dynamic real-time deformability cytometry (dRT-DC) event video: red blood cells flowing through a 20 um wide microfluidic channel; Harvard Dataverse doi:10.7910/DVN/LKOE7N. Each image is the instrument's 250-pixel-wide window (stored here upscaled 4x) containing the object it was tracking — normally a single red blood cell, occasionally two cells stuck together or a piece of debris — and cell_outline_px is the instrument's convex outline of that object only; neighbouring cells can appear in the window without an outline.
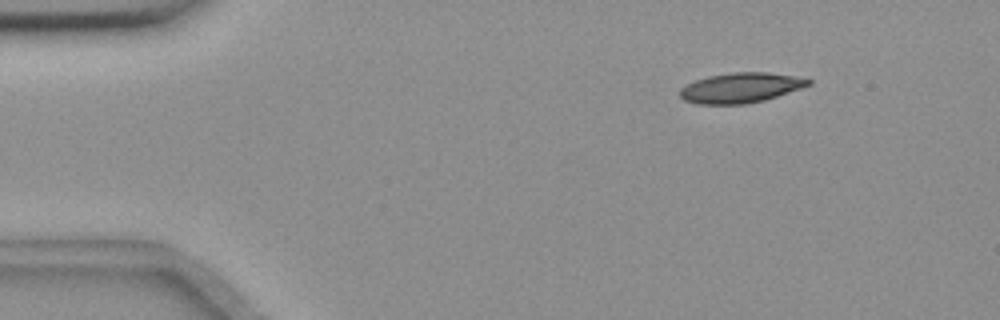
{"species": "common noctule bat (a hibernating species)", "species_latin": "Nyctalus noctula", "temperature_condition": "room temperature", "stored_images_in_passage": 8, "camera_frame_rate_fps": 3000, "um_per_image_px": 0.085, "animal": {"sex": "female", "body_mass_g": 18.4}, "frame": {"image": 1, "passage_image": 1, "time_ms": 0.0, "image_size_px": [1000, 320], "cell_outline_px": [[812, 84], [764, 100], [744, 104], [696, 104], [684, 100], [680, 96], [680, 88], [696, 80], [708, 76], [732, 72], [768, 72], [792, 76], [812, 80]], "centroid_in_image_um": [62.93, 7.46], "position_along_channel_um": 22.1, "area_um2": 22.25}}
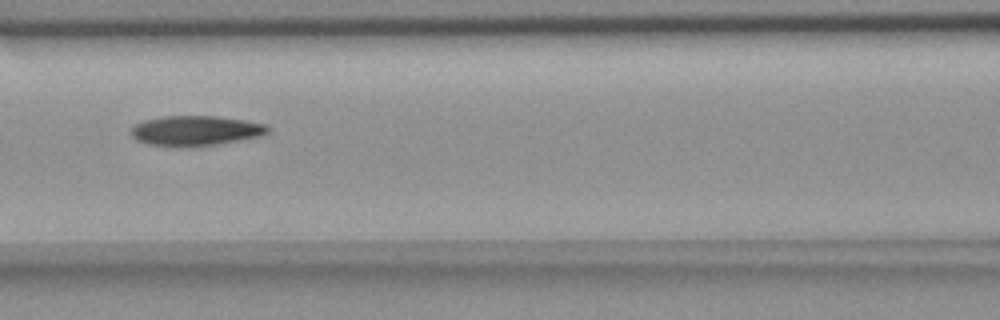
{"frame": {"image": 2, "passage_image": 6, "time_ms": 5.667, "image_size_px": [1000, 320], "cell_outline_px": [[268, 132], [260, 136], [216, 144], [192, 148], [176, 148], [148, 144], [136, 140], [132, 136], [132, 128], [136, 124], [144, 120], [164, 116], [216, 116], [244, 120], [264, 124], [268, 128]], "centroid_in_image_um": [16.57, 11.13], "position_along_channel_um": 150.0, "area_um2": 24.04}}
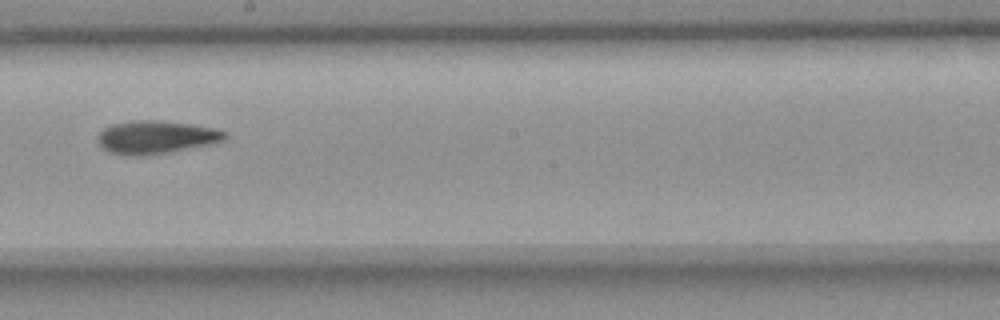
{"frame": {"image": 3, "passage_image": 8, "time_ms": 8.0, "image_size_px": [1000, 320], "cell_outline_px": [[228, 136], [224, 140], [208, 144], [172, 152], [148, 156], [124, 156], [108, 152], [100, 144], [96, 136], [104, 128], [112, 124], [136, 120], [156, 120], [188, 124], [216, 128], [228, 132]], "centroid_in_image_um": [13.25, 11.68], "position_along_channel_um": 235.0, "area_um2": 24.68}}